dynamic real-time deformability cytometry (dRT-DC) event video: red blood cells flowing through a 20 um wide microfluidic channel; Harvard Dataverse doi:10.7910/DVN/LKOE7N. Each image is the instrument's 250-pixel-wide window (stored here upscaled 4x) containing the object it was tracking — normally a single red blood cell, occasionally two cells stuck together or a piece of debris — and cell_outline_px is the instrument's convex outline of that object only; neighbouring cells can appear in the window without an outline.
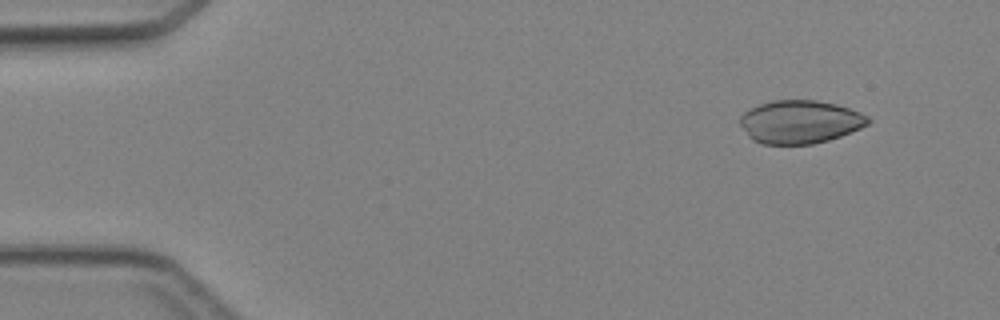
{"species": "Egyptian fruit bat (a non-hibernating species)", "species_latin": "Rousettus aegyptiacus", "temperature_condition": "cold", "stored_images_in_passage": 42, "camera_frame_rate_fps": 3000, "um_per_image_px": 0.085, "animal": {"sex": "female"}, "frame": {"image": 1, "passage_image": 1, "time_ms": 0.0, "image_size_px": [1000, 320], "cell_outline_px": [[872, 120], [868, 124], [860, 128], [840, 136], [828, 140], [812, 144], [764, 144], [752, 140], [748, 136], [740, 124], [740, 116], [744, 112], [760, 104], [772, 100], [816, 100], [836, 104], [860, 112], [868, 116]], "centroid_in_image_um": [68.0, 10.35], "position_along_channel_um": 17.0, "area_um2": 32.14}}
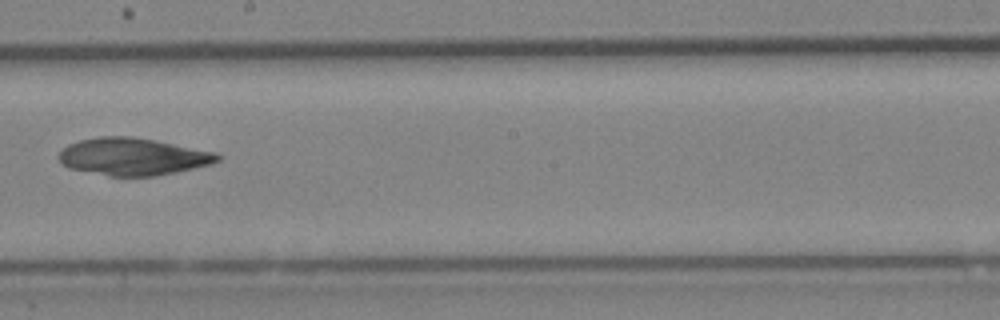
{"frame": {"image": 2, "passage_image": 23, "time_ms": 7.333, "image_size_px": [1000, 320], "cell_outline_px": [[224, 156], [220, 160], [212, 164], [156, 176], [108, 176], [68, 168], [60, 160], [60, 152], [68, 144], [80, 140], [100, 136], [132, 136], [156, 140], [216, 152]], "centroid_in_image_um": [11.34, 13.31], "position_along_channel_um": 236.9, "area_um2": 34.56}}
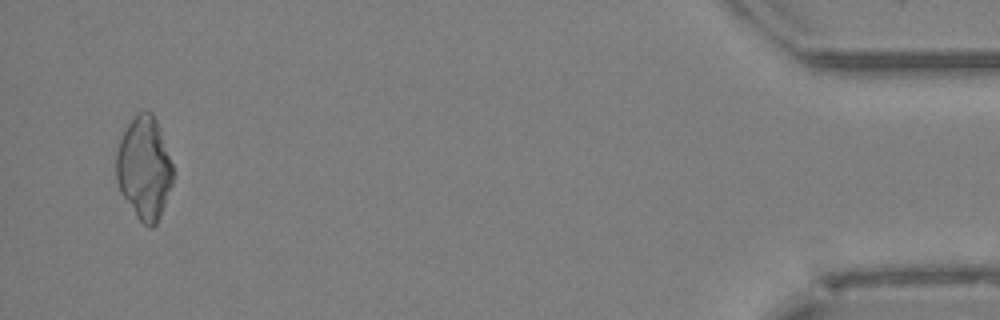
{"frame": {"image": 3, "passage_image": 41, "time_ms": 13.333, "image_size_px": [1000, 320], "cell_outline_px": [[172, 184], [160, 216], [156, 224], [152, 228], [148, 228], [136, 216], [120, 192], [116, 180], [116, 152], [120, 140], [128, 124], [136, 112], [152, 112], [156, 120], [172, 164]], "centroid_in_image_um": [12.24, 14.31], "position_along_channel_um": 423.0, "area_um2": 33.64}}